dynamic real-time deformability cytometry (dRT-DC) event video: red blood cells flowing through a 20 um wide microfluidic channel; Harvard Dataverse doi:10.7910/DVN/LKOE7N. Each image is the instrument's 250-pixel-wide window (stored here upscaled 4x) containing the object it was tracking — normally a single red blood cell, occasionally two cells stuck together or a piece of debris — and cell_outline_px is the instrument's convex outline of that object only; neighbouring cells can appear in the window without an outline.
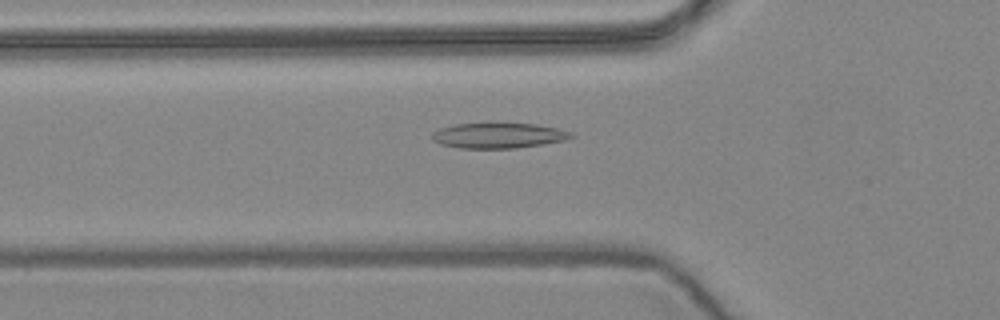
{"species": "common noctule bat (a hibernating species)", "species_latin": "Nyctalus noctula", "temperature_condition": "warm", "stored_images_in_passage": 41, "camera_frame_rate_fps": 3000, "um_per_image_px": 0.085, "animal": {"sex": "female", "body_mass_g": 24.6, "forearm_length_mm": 56.2}, "frame": {"image": 1, "passage_image": 7, "time_ms": 2.0, "image_size_px": [1000, 320], "cell_outline_px": [[576, 136], [564, 140], [516, 148], [460, 148], [440, 144], [432, 140], [432, 132], [440, 128], [456, 124], [492, 120], [536, 124], [556, 128], [572, 132]], "centroid_in_image_um": [42.33, 11.47], "position_along_channel_um": 83.5, "area_um2": 21.39}}
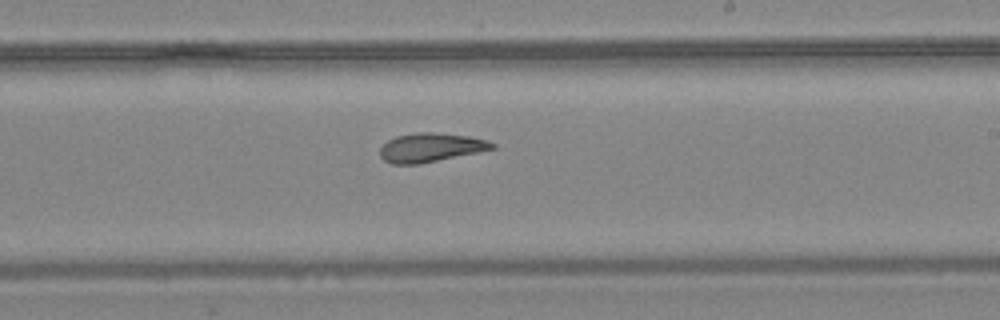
{"frame": {"image": 2, "passage_image": 21, "time_ms": 6.667, "image_size_px": [1000, 320], "cell_outline_px": [[496, 148], [420, 164], [392, 164], [384, 160], [380, 156], [380, 148], [388, 140], [396, 136], [416, 132], [432, 132], [468, 136], [484, 140], [496, 144]], "centroid_in_image_um": [36.57, 12.54], "position_along_channel_um": 252.4, "area_um2": 18.73}}
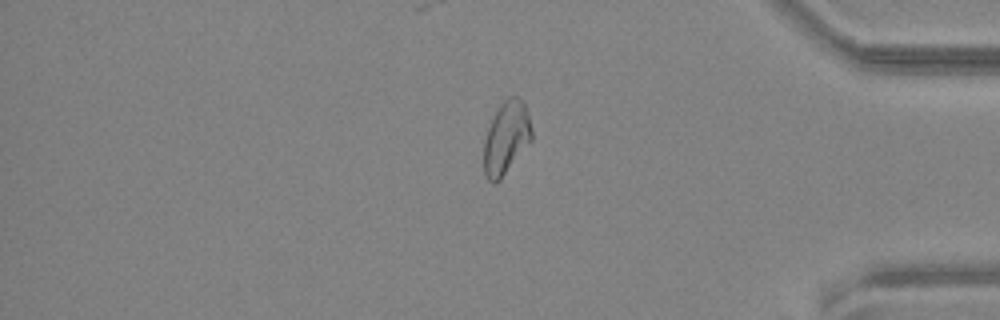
{"frame": {"image": 3, "passage_image": 35, "time_ms": 11.333, "image_size_px": [1000, 320], "cell_outline_px": [[532, 140], [500, 180], [496, 184], [492, 184], [484, 176], [484, 140], [488, 128], [500, 104], [508, 96], [516, 96], [524, 100], [532, 128]], "centroid_in_image_um": [43.03, 11.73], "position_along_channel_um": 392.2, "area_um2": 20.46}}